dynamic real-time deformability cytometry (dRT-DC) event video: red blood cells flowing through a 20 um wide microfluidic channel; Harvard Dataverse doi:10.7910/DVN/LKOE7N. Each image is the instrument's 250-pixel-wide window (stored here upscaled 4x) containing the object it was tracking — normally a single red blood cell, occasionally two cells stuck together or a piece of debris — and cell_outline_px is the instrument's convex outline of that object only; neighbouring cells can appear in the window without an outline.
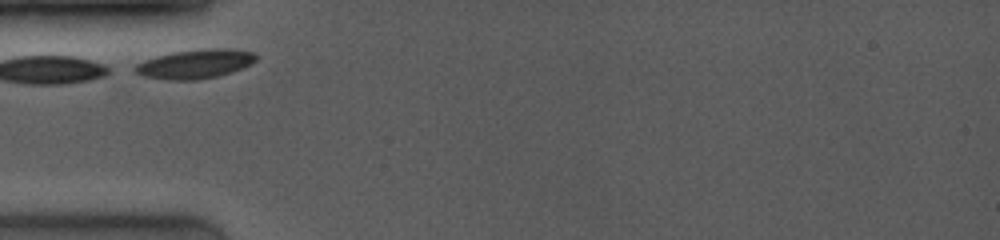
{"species": "common noctule bat (a hibernating species)", "species_latin": "Nyctalus noctula", "temperature_condition": "room temperature", "stored_images_in_passage": 18, "camera_frame_rate_fps": 4000, "um_per_image_px": 0.085, "animal": {"sex": "female", "body_mass_g": 19.0, "forearm_length_mm": 53.3}, "frame": {"image": 1, "passage_image": 1, "time_ms": 0.0, "image_size_px": [1000, 240], "cell_outline_px": [[256, 60], [244, 68], [232, 72], [216, 76], [196, 80], [168, 80], [144, 76], [136, 72], [132, 68], [136, 64], [144, 60], [156, 56], [172, 52], [208, 48], [224, 48], [256, 52]], "centroid_in_image_um": [16.59, 5.43], "position_along_channel_um": 68.4, "area_um2": 20.58}}